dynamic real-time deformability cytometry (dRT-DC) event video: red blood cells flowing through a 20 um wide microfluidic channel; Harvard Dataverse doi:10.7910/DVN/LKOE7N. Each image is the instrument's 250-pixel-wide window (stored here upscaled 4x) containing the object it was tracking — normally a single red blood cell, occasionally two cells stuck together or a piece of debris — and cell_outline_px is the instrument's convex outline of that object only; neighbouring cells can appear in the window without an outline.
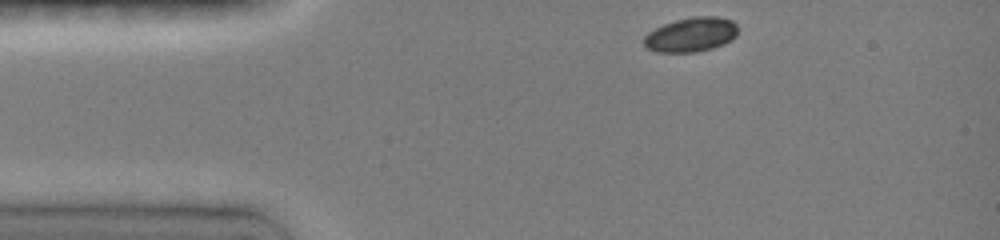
{"species": "common noctule bat (a hibernating species)", "species_latin": "Nyctalus noctula", "temperature_condition": "room temperature", "stored_images_in_passage": 52, "camera_frame_rate_fps": 3000, "um_per_image_px": 0.085, "animal": {"sex": "female", "body_mass_g": 19.0, "forearm_length_mm": 51.5}, "frame": {"image": 1, "passage_image": 1, "time_ms": 0.0, "image_size_px": [1000, 240], "cell_outline_px": [[736, 36], [732, 40], [724, 44], [712, 48], [696, 52], [656, 52], [648, 48], [644, 44], [644, 36], [648, 32], [664, 24], [676, 20], [692, 16], [716, 16], [732, 20], [736, 24]], "centroid_in_image_um": [58.75, 2.94], "position_along_channel_um": 26.3, "area_um2": 18.84}}
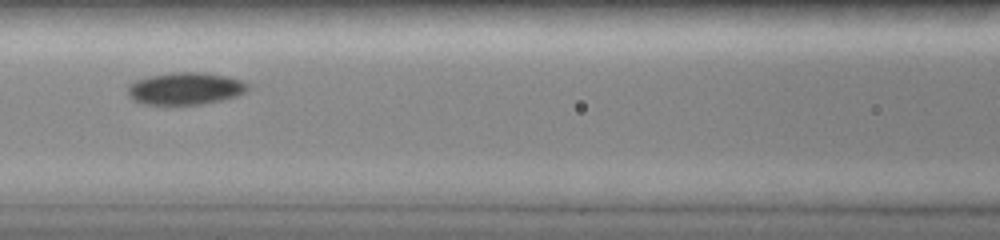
{"frame": {"image": 2, "passage_image": 18, "time_ms": 4.333, "image_size_px": [1000, 240], "cell_outline_px": [[252, 88], [236, 96], [204, 104], [144, 104], [136, 100], [128, 92], [128, 84], [136, 80], [148, 76], [176, 72], [204, 72], [228, 76], [244, 80], [252, 84]], "centroid_in_image_um": [15.85, 7.5], "position_along_channel_um": 150.8, "area_um2": 22.66}}
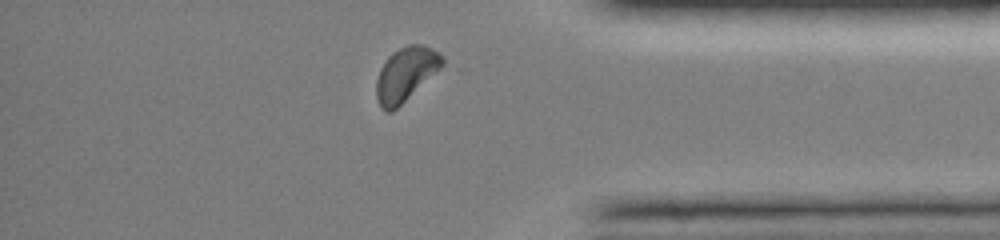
{"frame": {"image": 3, "passage_image": 48, "time_ms": 10.667, "image_size_px": [1000, 240], "cell_outline_px": [[444, 64], [440, 68], [392, 112], [388, 112], [380, 108], [376, 96], [376, 80], [380, 68], [388, 56], [392, 52], [408, 44], [424, 44], [432, 48], [444, 56]], "centroid_in_image_um": [34.47, 6.28], "position_along_channel_um": 400.7, "area_um2": 20.58}, "authors_computed_cell_mechanics": {"area_um2": 20.8658, "velocity_mm_per_s": 4.0508, "shape_relaxation_time_tau1_ms": 3.898, "shape_relaxation_time_tau2_ms": null, "deformation_change_tau1": 0.0733, "deformation_change_tau2": null}}